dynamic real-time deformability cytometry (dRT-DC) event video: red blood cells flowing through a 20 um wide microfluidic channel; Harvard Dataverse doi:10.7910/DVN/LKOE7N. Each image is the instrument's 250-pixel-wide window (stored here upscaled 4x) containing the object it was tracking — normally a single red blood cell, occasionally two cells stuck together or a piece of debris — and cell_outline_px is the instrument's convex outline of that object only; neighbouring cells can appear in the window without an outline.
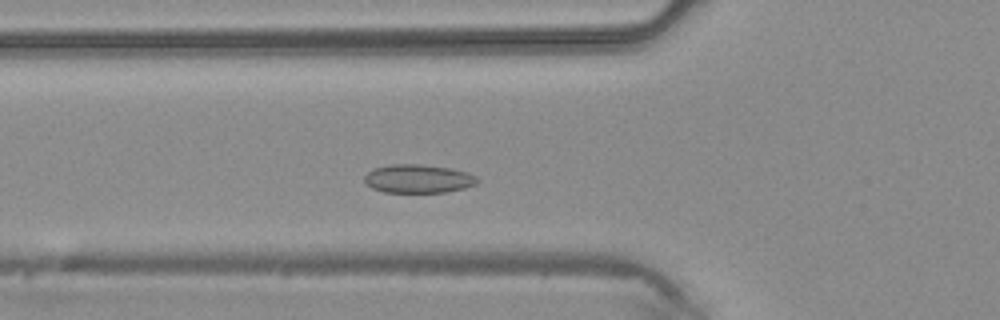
{"species": "common noctule bat (a hibernating species)", "species_latin": "Nyctalus noctula", "temperature_condition": "warm", "stored_images_in_passage": 37, "camera_frame_rate_fps": 3000, "um_per_image_px": 0.085, "animal": {"sex": "male", "body_mass_g": 20.4}, "frame": {"image": 1, "passage_image": 9, "time_ms": 2.667, "image_size_px": [1000, 320], "cell_outline_px": [[480, 180], [476, 184], [464, 188], [444, 192], [384, 192], [372, 188], [364, 180], [364, 176], [368, 172], [376, 168], [388, 164], [420, 164], [448, 168], [468, 172], [476, 176]], "centroid_in_image_um": [35.56, 15.19], "position_along_channel_um": 90.2, "area_um2": 18.67}}
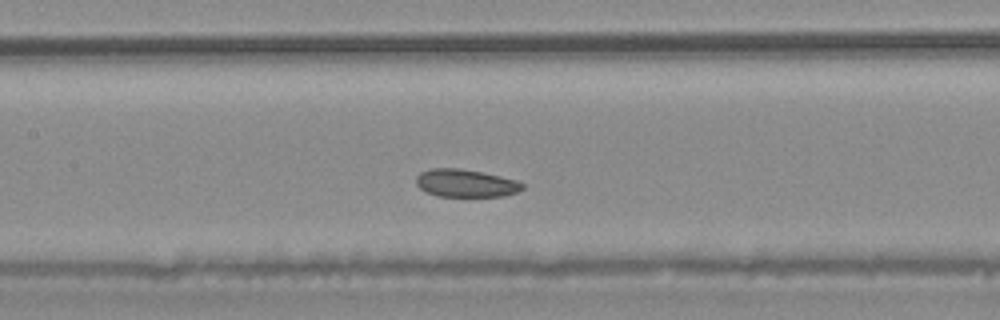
{"frame": {"image": 2, "passage_image": 14, "time_ms": 4.333, "image_size_px": [1000, 320], "cell_outline_px": [[524, 188], [516, 192], [504, 196], [440, 196], [424, 192], [416, 184], [416, 176], [420, 172], [432, 168], [460, 168], [500, 176], [516, 180], [524, 184]], "centroid_in_image_um": [39.56, 15.57], "position_along_channel_um": 167.8, "area_um2": 17.17}}
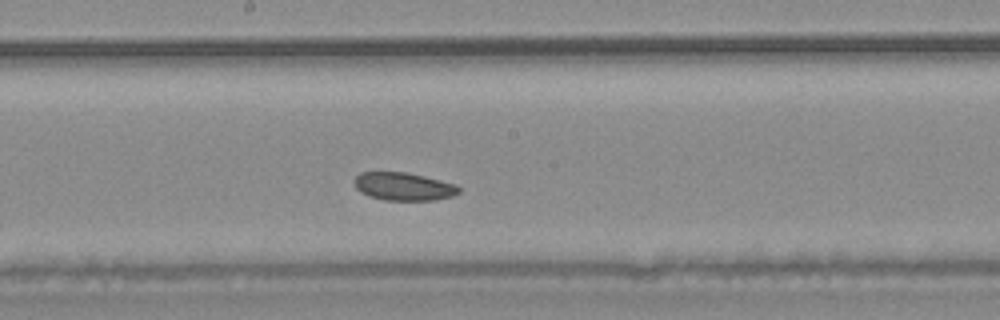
{"frame": {"image": 3, "passage_image": 17, "time_ms": 5.333, "image_size_px": [1000, 320], "cell_outline_px": [[460, 192], [452, 196], [436, 200], [384, 200], [368, 196], [360, 192], [356, 188], [356, 176], [360, 172], [404, 172], [424, 176], [456, 184], [460, 188]], "centroid_in_image_um": [34.32, 15.86], "position_along_channel_um": 213.9, "area_um2": 16.99}}